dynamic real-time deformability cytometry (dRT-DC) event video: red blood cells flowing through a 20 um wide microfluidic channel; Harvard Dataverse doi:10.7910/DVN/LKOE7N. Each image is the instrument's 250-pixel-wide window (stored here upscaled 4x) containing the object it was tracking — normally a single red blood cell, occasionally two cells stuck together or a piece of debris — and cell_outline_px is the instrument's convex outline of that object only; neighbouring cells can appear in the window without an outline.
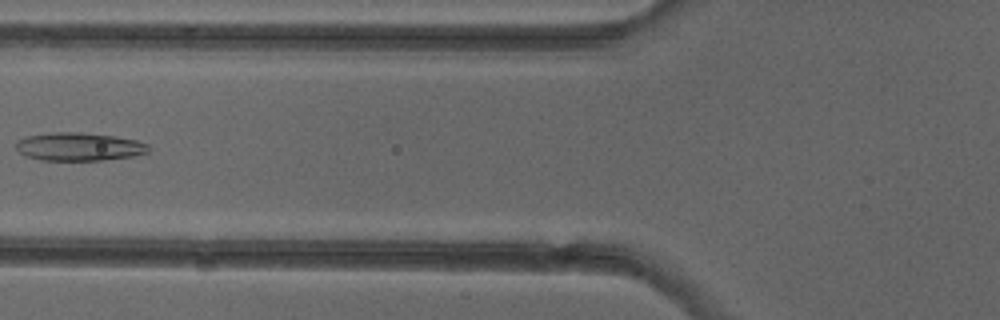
{"species": "common noctule bat (a hibernating species)", "species_latin": "Nyctalus noctula", "temperature_condition": "cold", "stored_images_in_passage": 3, "camera_frame_rate_fps": 3000, "um_per_image_px": 0.085, "animal": {"sex": "female"}, "frame": {"image": 1, "passage_image": 3, "time_ms": 2.667, "image_size_px": [1000, 320], "cell_outline_px": [[148, 152], [132, 156], [104, 160], [40, 160], [24, 156], [16, 148], [16, 140], [28, 136], [52, 132], [80, 132], [116, 136], [136, 140], [148, 144]], "centroid_in_image_um": [6.69, 12.46], "position_along_channel_um": 119.1, "area_um2": 21.79}}